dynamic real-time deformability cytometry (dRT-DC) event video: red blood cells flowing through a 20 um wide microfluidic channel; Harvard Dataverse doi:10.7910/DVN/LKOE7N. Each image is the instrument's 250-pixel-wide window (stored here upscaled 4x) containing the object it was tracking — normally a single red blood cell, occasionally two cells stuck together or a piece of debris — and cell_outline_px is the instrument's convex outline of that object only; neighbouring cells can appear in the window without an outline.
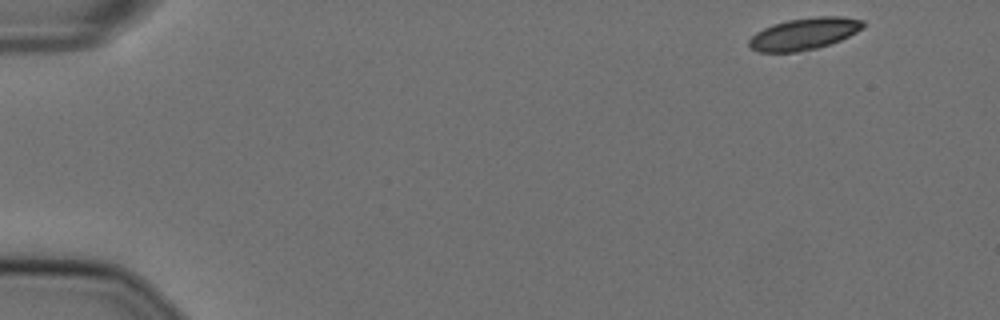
{"species": "Egyptian fruit bat (a non-hibernating species)", "species_latin": "Rousettus aegyptiacus", "temperature_condition": "cold", "stored_images_in_passage": 40, "camera_frame_rate_fps": 3000, "um_per_image_px": 0.085, "animal": {"sex": "female"}, "frame": {"image": 1, "passage_image": 1, "time_ms": 0.0, "image_size_px": [1000, 320], "cell_outline_px": [[864, 24], [856, 32], [840, 40], [816, 48], [796, 52], [760, 52], [752, 48], [748, 44], [748, 40], [756, 32], [772, 24], [788, 20], [816, 16], [844, 16], [864, 20]], "centroid_in_image_um": [68.34, 2.86], "position_along_channel_um": 16.7, "area_um2": 21.04}}
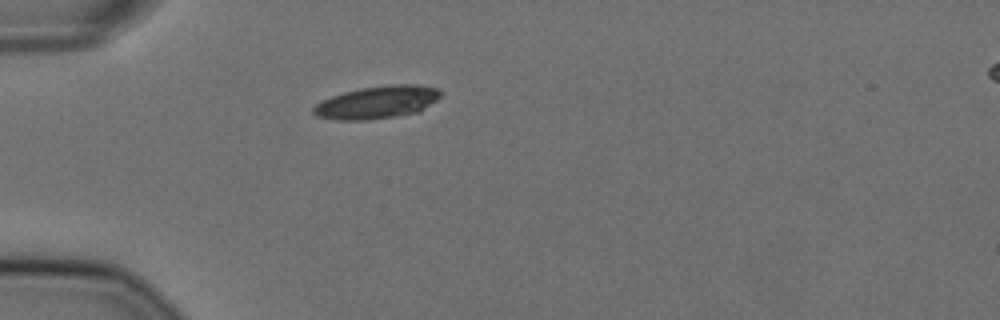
{"frame": {"image": 2, "passage_image": 13, "time_ms": 4.0, "image_size_px": [1000, 320], "cell_outline_px": [[444, 92], [436, 100], [420, 112], [368, 120], [336, 120], [316, 116], [312, 112], [312, 108], [316, 104], [332, 96], [344, 92], [360, 88], [392, 84], [420, 84], [440, 88]], "centroid_in_image_um": [32.1, 8.68], "position_along_channel_um": 52.9, "area_um2": 24.39}}